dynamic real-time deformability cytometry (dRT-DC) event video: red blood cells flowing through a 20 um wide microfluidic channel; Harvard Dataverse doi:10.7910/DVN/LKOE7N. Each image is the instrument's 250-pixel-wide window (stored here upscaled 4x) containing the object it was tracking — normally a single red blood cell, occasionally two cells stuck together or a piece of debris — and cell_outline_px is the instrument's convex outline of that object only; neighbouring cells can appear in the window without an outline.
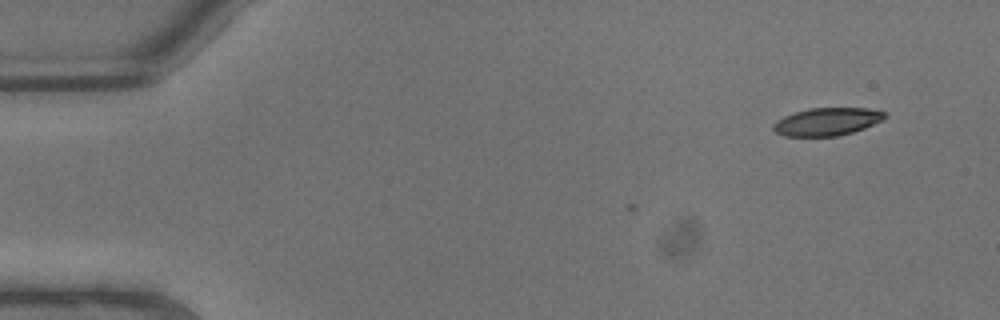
{"species": "common noctule bat (a hibernating species)", "species_latin": "Nyctalus noctula", "temperature_condition": "warm", "stored_images_in_passage": 7, "camera_frame_rate_fps": 3000, "um_per_image_px": 0.085, "animal": {"sex": "male", "body_mass_g": 13.3}, "frame": {"image": 1, "passage_image": 1, "time_ms": 0.0, "image_size_px": [1000, 320], "cell_outline_px": [[888, 116], [884, 120], [864, 128], [852, 132], [836, 136], [784, 136], [776, 132], [772, 128], [772, 124], [776, 120], [792, 112], [808, 108], [868, 108], [884, 112]], "centroid_in_image_um": [70.28, 10.33], "position_along_channel_um": 14.7, "area_um2": 18.21}}